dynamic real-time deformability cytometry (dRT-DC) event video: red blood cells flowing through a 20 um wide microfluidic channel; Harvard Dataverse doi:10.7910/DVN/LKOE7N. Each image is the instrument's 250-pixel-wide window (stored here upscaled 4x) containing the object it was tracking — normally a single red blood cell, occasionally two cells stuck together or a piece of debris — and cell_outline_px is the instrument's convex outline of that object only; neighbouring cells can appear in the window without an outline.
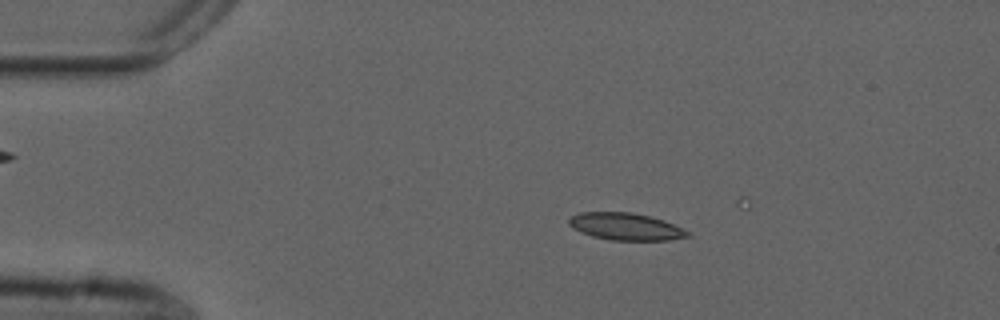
{"species": "common noctule bat (a hibernating species)", "species_latin": "Nyctalus noctula", "temperature_condition": "cold", "stored_images_in_passage": 14, "camera_frame_rate_fps": 3000, "um_per_image_px": 0.085, "animal": {"sex": "male", "forearm_length_mm": 52.5}, "frame": {"image": 1, "passage_image": 10, "time_ms": 3.0, "image_size_px": [1000, 320], "cell_outline_px": [[692, 236], [668, 240], [612, 240], [592, 236], [580, 232], [572, 228], [568, 224], [568, 220], [572, 216], [580, 212], [632, 212], [664, 220], [692, 232]], "centroid_in_image_um": [53.2, 19.26], "position_along_channel_um": 31.8, "area_um2": 18.9}}